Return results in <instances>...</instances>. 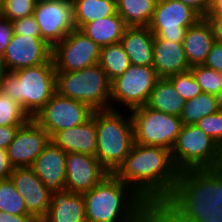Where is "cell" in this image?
Listing matches in <instances>:
<instances>
[{"label": "cell", "mask_w": 222, "mask_h": 222, "mask_svg": "<svg viewBox=\"0 0 222 222\" xmlns=\"http://www.w3.org/2000/svg\"><path fill=\"white\" fill-rule=\"evenodd\" d=\"M222 214V167L180 171L154 222H215Z\"/></svg>", "instance_id": "1"}, {"label": "cell", "mask_w": 222, "mask_h": 222, "mask_svg": "<svg viewBox=\"0 0 222 222\" xmlns=\"http://www.w3.org/2000/svg\"><path fill=\"white\" fill-rule=\"evenodd\" d=\"M179 172L171 150L134 142L113 174L155 210L171 194Z\"/></svg>", "instance_id": "2"}, {"label": "cell", "mask_w": 222, "mask_h": 222, "mask_svg": "<svg viewBox=\"0 0 222 222\" xmlns=\"http://www.w3.org/2000/svg\"><path fill=\"white\" fill-rule=\"evenodd\" d=\"M83 197L86 222H154V209L113 173Z\"/></svg>", "instance_id": "3"}, {"label": "cell", "mask_w": 222, "mask_h": 222, "mask_svg": "<svg viewBox=\"0 0 222 222\" xmlns=\"http://www.w3.org/2000/svg\"><path fill=\"white\" fill-rule=\"evenodd\" d=\"M0 90L33 118L56 93L53 58L38 66L8 71L1 79Z\"/></svg>", "instance_id": "4"}, {"label": "cell", "mask_w": 222, "mask_h": 222, "mask_svg": "<svg viewBox=\"0 0 222 222\" xmlns=\"http://www.w3.org/2000/svg\"><path fill=\"white\" fill-rule=\"evenodd\" d=\"M119 109L94 110L96 121V158L109 172L114 173L124 162L134 144V128L131 113Z\"/></svg>", "instance_id": "5"}, {"label": "cell", "mask_w": 222, "mask_h": 222, "mask_svg": "<svg viewBox=\"0 0 222 222\" xmlns=\"http://www.w3.org/2000/svg\"><path fill=\"white\" fill-rule=\"evenodd\" d=\"M56 92L93 110L111 108V81L99 63L74 72L56 71Z\"/></svg>", "instance_id": "6"}, {"label": "cell", "mask_w": 222, "mask_h": 222, "mask_svg": "<svg viewBox=\"0 0 222 222\" xmlns=\"http://www.w3.org/2000/svg\"><path fill=\"white\" fill-rule=\"evenodd\" d=\"M171 155L179 171L222 167V149L196 124L182 126Z\"/></svg>", "instance_id": "7"}, {"label": "cell", "mask_w": 222, "mask_h": 222, "mask_svg": "<svg viewBox=\"0 0 222 222\" xmlns=\"http://www.w3.org/2000/svg\"><path fill=\"white\" fill-rule=\"evenodd\" d=\"M130 113L135 143L172 149L183 126L180 116L169 115L147 105Z\"/></svg>", "instance_id": "8"}, {"label": "cell", "mask_w": 222, "mask_h": 222, "mask_svg": "<svg viewBox=\"0 0 222 222\" xmlns=\"http://www.w3.org/2000/svg\"><path fill=\"white\" fill-rule=\"evenodd\" d=\"M159 79L153 66L130 65L111 82V108L119 109L120 106L130 112L147 105Z\"/></svg>", "instance_id": "9"}, {"label": "cell", "mask_w": 222, "mask_h": 222, "mask_svg": "<svg viewBox=\"0 0 222 222\" xmlns=\"http://www.w3.org/2000/svg\"><path fill=\"white\" fill-rule=\"evenodd\" d=\"M200 18L196 11L178 0H157L148 28L154 39L183 43L187 28Z\"/></svg>", "instance_id": "10"}, {"label": "cell", "mask_w": 222, "mask_h": 222, "mask_svg": "<svg viewBox=\"0 0 222 222\" xmlns=\"http://www.w3.org/2000/svg\"><path fill=\"white\" fill-rule=\"evenodd\" d=\"M101 46L89 39L80 29H73L52 48L56 71L74 72L100 61Z\"/></svg>", "instance_id": "11"}, {"label": "cell", "mask_w": 222, "mask_h": 222, "mask_svg": "<svg viewBox=\"0 0 222 222\" xmlns=\"http://www.w3.org/2000/svg\"><path fill=\"white\" fill-rule=\"evenodd\" d=\"M93 112L88 104L63 97L56 92L33 119L52 138L58 131L85 123Z\"/></svg>", "instance_id": "12"}, {"label": "cell", "mask_w": 222, "mask_h": 222, "mask_svg": "<svg viewBox=\"0 0 222 222\" xmlns=\"http://www.w3.org/2000/svg\"><path fill=\"white\" fill-rule=\"evenodd\" d=\"M33 15L42 39L52 48L75 29L71 0H38Z\"/></svg>", "instance_id": "13"}, {"label": "cell", "mask_w": 222, "mask_h": 222, "mask_svg": "<svg viewBox=\"0 0 222 222\" xmlns=\"http://www.w3.org/2000/svg\"><path fill=\"white\" fill-rule=\"evenodd\" d=\"M50 141L49 133L30 118L17 129L7 148L11 164L14 168L31 167Z\"/></svg>", "instance_id": "14"}, {"label": "cell", "mask_w": 222, "mask_h": 222, "mask_svg": "<svg viewBox=\"0 0 222 222\" xmlns=\"http://www.w3.org/2000/svg\"><path fill=\"white\" fill-rule=\"evenodd\" d=\"M3 56L7 70L14 72L46 63L52 47L42 37L13 34Z\"/></svg>", "instance_id": "15"}, {"label": "cell", "mask_w": 222, "mask_h": 222, "mask_svg": "<svg viewBox=\"0 0 222 222\" xmlns=\"http://www.w3.org/2000/svg\"><path fill=\"white\" fill-rule=\"evenodd\" d=\"M108 174L96 156L67 153L65 190L83 194L90 191Z\"/></svg>", "instance_id": "16"}, {"label": "cell", "mask_w": 222, "mask_h": 222, "mask_svg": "<svg viewBox=\"0 0 222 222\" xmlns=\"http://www.w3.org/2000/svg\"><path fill=\"white\" fill-rule=\"evenodd\" d=\"M10 179L23 198L28 213L41 222L48 213L51 192L31 167L14 168Z\"/></svg>", "instance_id": "17"}, {"label": "cell", "mask_w": 222, "mask_h": 222, "mask_svg": "<svg viewBox=\"0 0 222 222\" xmlns=\"http://www.w3.org/2000/svg\"><path fill=\"white\" fill-rule=\"evenodd\" d=\"M66 157L67 153L50 141L31 166L51 193L65 190Z\"/></svg>", "instance_id": "18"}, {"label": "cell", "mask_w": 222, "mask_h": 222, "mask_svg": "<svg viewBox=\"0 0 222 222\" xmlns=\"http://www.w3.org/2000/svg\"><path fill=\"white\" fill-rule=\"evenodd\" d=\"M51 141L66 153L76 152L95 156L97 150L96 121L91 117L79 126L58 131Z\"/></svg>", "instance_id": "19"}, {"label": "cell", "mask_w": 222, "mask_h": 222, "mask_svg": "<svg viewBox=\"0 0 222 222\" xmlns=\"http://www.w3.org/2000/svg\"><path fill=\"white\" fill-rule=\"evenodd\" d=\"M153 67L159 78L189 71L183 44L166 39H154Z\"/></svg>", "instance_id": "20"}, {"label": "cell", "mask_w": 222, "mask_h": 222, "mask_svg": "<svg viewBox=\"0 0 222 222\" xmlns=\"http://www.w3.org/2000/svg\"><path fill=\"white\" fill-rule=\"evenodd\" d=\"M41 222H86L83 194L68 190L51 193V204Z\"/></svg>", "instance_id": "21"}, {"label": "cell", "mask_w": 222, "mask_h": 222, "mask_svg": "<svg viewBox=\"0 0 222 222\" xmlns=\"http://www.w3.org/2000/svg\"><path fill=\"white\" fill-rule=\"evenodd\" d=\"M214 43L213 29L206 17L187 28L182 44L189 65H202Z\"/></svg>", "instance_id": "22"}, {"label": "cell", "mask_w": 222, "mask_h": 222, "mask_svg": "<svg viewBox=\"0 0 222 222\" xmlns=\"http://www.w3.org/2000/svg\"><path fill=\"white\" fill-rule=\"evenodd\" d=\"M121 43L131 65L153 66L154 35L148 27H127Z\"/></svg>", "instance_id": "23"}, {"label": "cell", "mask_w": 222, "mask_h": 222, "mask_svg": "<svg viewBox=\"0 0 222 222\" xmlns=\"http://www.w3.org/2000/svg\"><path fill=\"white\" fill-rule=\"evenodd\" d=\"M128 26L116 13L85 24L80 30L99 46H107L121 42V38Z\"/></svg>", "instance_id": "24"}, {"label": "cell", "mask_w": 222, "mask_h": 222, "mask_svg": "<svg viewBox=\"0 0 222 222\" xmlns=\"http://www.w3.org/2000/svg\"><path fill=\"white\" fill-rule=\"evenodd\" d=\"M185 102L167 78H160L151 92L147 106L169 115L180 116Z\"/></svg>", "instance_id": "25"}, {"label": "cell", "mask_w": 222, "mask_h": 222, "mask_svg": "<svg viewBox=\"0 0 222 222\" xmlns=\"http://www.w3.org/2000/svg\"><path fill=\"white\" fill-rule=\"evenodd\" d=\"M75 28L117 13L116 0H71Z\"/></svg>", "instance_id": "26"}, {"label": "cell", "mask_w": 222, "mask_h": 222, "mask_svg": "<svg viewBox=\"0 0 222 222\" xmlns=\"http://www.w3.org/2000/svg\"><path fill=\"white\" fill-rule=\"evenodd\" d=\"M157 0H116L117 13L128 27H148Z\"/></svg>", "instance_id": "27"}, {"label": "cell", "mask_w": 222, "mask_h": 222, "mask_svg": "<svg viewBox=\"0 0 222 222\" xmlns=\"http://www.w3.org/2000/svg\"><path fill=\"white\" fill-rule=\"evenodd\" d=\"M99 64L111 82L131 65L121 42L101 47Z\"/></svg>", "instance_id": "28"}, {"label": "cell", "mask_w": 222, "mask_h": 222, "mask_svg": "<svg viewBox=\"0 0 222 222\" xmlns=\"http://www.w3.org/2000/svg\"><path fill=\"white\" fill-rule=\"evenodd\" d=\"M219 111L216 96L201 92L184 104L180 119L183 125H194L201 118Z\"/></svg>", "instance_id": "29"}, {"label": "cell", "mask_w": 222, "mask_h": 222, "mask_svg": "<svg viewBox=\"0 0 222 222\" xmlns=\"http://www.w3.org/2000/svg\"><path fill=\"white\" fill-rule=\"evenodd\" d=\"M0 211L13 215L29 214L10 178L0 180Z\"/></svg>", "instance_id": "30"}, {"label": "cell", "mask_w": 222, "mask_h": 222, "mask_svg": "<svg viewBox=\"0 0 222 222\" xmlns=\"http://www.w3.org/2000/svg\"><path fill=\"white\" fill-rule=\"evenodd\" d=\"M29 119L21 105L0 90V126H22Z\"/></svg>", "instance_id": "31"}, {"label": "cell", "mask_w": 222, "mask_h": 222, "mask_svg": "<svg viewBox=\"0 0 222 222\" xmlns=\"http://www.w3.org/2000/svg\"><path fill=\"white\" fill-rule=\"evenodd\" d=\"M193 77L200 85L202 92L216 95L222 88V73L202 65L190 68Z\"/></svg>", "instance_id": "32"}, {"label": "cell", "mask_w": 222, "mask_h": 222, "mask_svg": "<svg viewBox=\"0 0 222 222\" xmlns=\"http://www.w3.org/2000/svg\"><path fill=\"white\" fill-rule=\"evenodd\" d=\"M38 0H1L0 14L10 21L33 15Z\"/></svg>", "instance_id": "33"}, {"label": "cell", "mask_w": 222, "mask_h": 222, "mask_svg": "<svg viewBox=\"0 0 222 222\" xmlns=\"http://www.w3.org/2000/svg\"><path fill=\"white\" fill-rule=\"evenodd\" d=\"M167 79L173 84L177 93L186 101L196 97L202 92L200 85L190 70L172 75Z\"/></svg>", "instance_id": "34"}, {"label": "cell", "mask_w": 222, "mask_h": 222, "mask_svg": "<svg viewBox=\"0 0 222 222\" xmlns=\"http://www.w3.org/2000/svg\"><path fill=\"white\" fill-rule=\"evenodd\" d=\"M196 125L212 138L222 149V112L201 118Z\"/></svg>", "instance_id": "35"}, {"label": "cell", "mask_w": 222, "mask_h": 222, "mask_svg": "<svg viewBox=\"0 0 222 222\" xmlns=\"http://www.w3.org/2000/svg\"><path fill=\"white\" fill-rule=\"evenodd\" d=\"M11 22L14 34L41 37L40 28L34 15L16 19Z\"/></svg>", "instance_id": "36"}, {"label": "cell", "mask_w": 222, "mask_h": 222, "mask_svg": "<svg viewBox=\"0 0 222 222\" xmlns=\"http://www.w3.org/2000/svg\"><path fill=\"white\" fill-rule=\"evenodd\" d=\"M204 66L222 73V44L215 42L207 55Z\"/></svg>", "instance_id": "37"}, {"label": "cell", "mask_w": 222, "mask_h": 222, "mask_svg": "<svg viewBox=\"0 0 222 222\" xmlns=\"http://www.w3.org/2000/svg\"><path fill=\"white\" fill-rule=\"evenodd\" d=\"M13 34L12 22L0 14V54L4 55Z\"/></svg>", "instance_id": "38"}, {"label": "cell", "mask_w": 222, "mask_h": 222, "mask_svg": "<svg viewBox=\"0 0 222 222\" xmlns=\"http://www.w3.org/2000/svg\"><path fill=\"white\" fill-rule=\"evenodd\" d=\"M206 18L211 23L215 42L222 44V10L212 9Z\"/></svg>", "instance_id": "39"}, {"label": "cell", "mask_w": 222, "mask_h": 222, "mask_svg": "<svg viewBox=\"0 0 222 222\" xmlns=\"http://www.w3.org/2000/svg\"><path fill=\"white\" fill-rule=\"evenodd\" d=\"M181 3L191 7L201 17H206L213 9V3L210 0H178Z\"/></svg>", "instance_id": "40"}, {"label": "cell", "mask_w": 222, "mask_h": 222, "mask_svg": "<svg viewBox=\"0 0 222 222\" xmlns=\"http://www.w3.org/2000/svg\"><path fill=\"white\" fill-rule=\"evenodd\" d=\"M20 126H0V148L7 149Z\"/></svg>", "instance_id": "41"}, {"label": "cell", "mask_w": 222, "mask_h": 222, "mask_svg": "<svg viewBox=\"0 0 222 222\" xmlns=\"http://www.w3.org/2000/svg\"><path fill=\"white\" fill-rule=\"evenodd\" d=\"M13 170L14 167L9 160L7 149L0 148V180L10 178Z\"/></svg>", "instance_id": "42"}, {"label": "cell", "mask_w": 222, "mask_h": 222, "mask_svg": "<svg viewBox=\"0 0 222 222\" xmlns=\"http://www.w3.org/2000/svg\"><path fill=\"white\" fill-rule=\"evenodd\" d=\"M0 222H40L33 215L22 214L13 215L7 212L0 211Z\"/></svg>", "instance_id": "43"}, {"label": "cell", "mask_w": 222, "mask_h": 222, "mask_svg": "<svg viewBox=\"0 0 222 222\" xmlns=\"http://www.w3.org/2000/svg\"><path fill=\"white\" fill-rule=\"evenodd\" d=\"M8 72L6 66H5V62H4V56L2 54H0V83H1V79L2 77Z\"/></svg>", "instance_id": "44"}, {"label": "cell", "mask_w": 222, "mask_h": 222, "mask_svg": "<svg viewBox=\"0 0 222 222\" xmlns=\"http://www.w3.org/2000/svg\"><path fill=\"white\" fill-rule=\"evenodd\" d=\"M215 96H216V100H217V103H218L219 111L222 112V88L220 89V91Z\"/></svg>", "instance_id": "45"}, {"label": "cell", "mask_w": 222, "mask_h": 222, "mask_svg": "<svg viewBox=\"0 0 222 222\" xmlns=\"http://www.w3.org/2000/svg\"><path fill=\"white\" fill-rule=\"evenodd\" d=\"M213 9H221L222 10V0H216L213 3Z\"/></svg>", "instance_id": "46"}, {"label": "cell", "mask_w": 222, "mask_h": 222, "mask_svg": "<svg viewBox=\"0 0 222 222\" xmlns=\"http://www.w3.org/2000/svg\"><path fill=\"white\" fill-rule=\"evenodd\" d=\"M215 222H222V214H220V215L217 217V219H216Z\"/></svg>", "instance_id": "47"}]
</instances>
